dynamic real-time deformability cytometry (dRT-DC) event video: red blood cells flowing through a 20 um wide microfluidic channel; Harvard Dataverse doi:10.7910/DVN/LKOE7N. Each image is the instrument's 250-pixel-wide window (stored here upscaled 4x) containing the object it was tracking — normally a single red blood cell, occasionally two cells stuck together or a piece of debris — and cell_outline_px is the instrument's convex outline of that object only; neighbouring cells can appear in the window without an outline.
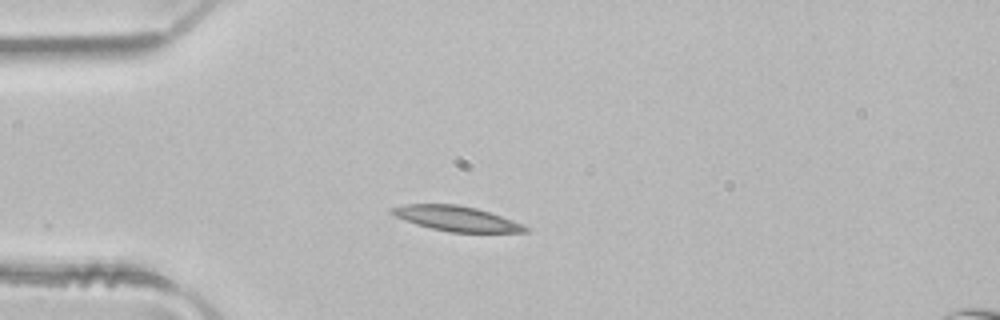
{"species": "common noctule bat (a hibernating species)", "species_latin": "Nyctalus noctula", "temperature_condition": "room temperature", "stored_images_in_passage": 3, "camera_frame_rate_fps": 3000, "um_per_image_px": 0.085, "animal": {"sex": "male", "body_mass_g": 21.5, "forearm_length_mm": 52.0}, "frame": {"image": 1, "passage_image": 3, "time_ms": 0.667, "image_size_px": [1000, 320], "cell_outline_px": [[532, 232], [452, 232], [432, 228], [416, 224], [396, 216], [388, 212], [388, 208], [404, 204], [456, 204], [476, 208], [524, 224], [532, 228]], "centroid_in_image_um": [38.82, 18.57], "position_along_channel_um": 46.2, "area_um2": 19.42}}